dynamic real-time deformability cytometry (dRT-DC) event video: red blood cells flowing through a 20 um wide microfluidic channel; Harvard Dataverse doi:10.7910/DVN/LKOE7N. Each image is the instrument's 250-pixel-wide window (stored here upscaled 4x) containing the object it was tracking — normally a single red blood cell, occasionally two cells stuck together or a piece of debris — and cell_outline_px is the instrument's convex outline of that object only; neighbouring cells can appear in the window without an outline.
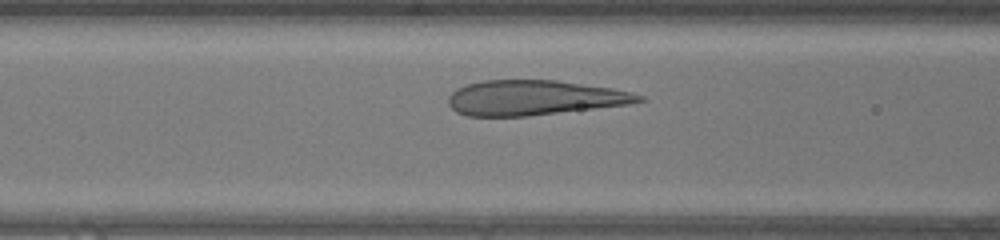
{"species": "human", "species_latin": "Homo sapiens", "temperature_condition": "warm", "stored_images_in_passage": 30, "camera_frame_rate_fps": 3000, "um_per_image_px": 0.085, "donor": {"sex": "female"}, "frame": {"image": 1, "passage_image": 10, "time_ms": 3.0, "image_size_px": [1000, 240], "cell_outline_px": [[644, 100], [628, 104], [528, 116], [468, 116], [456, 112], [448, 104], [448, 96], [456, 88], [464, 84], [484, 80], [556, 80], [612, 88], [632, 92], [644, 96]], "centroid_in_image_um": [45.36, 8.3], "position_along_channel_um": 121.2, "area_um2": 38.78}}
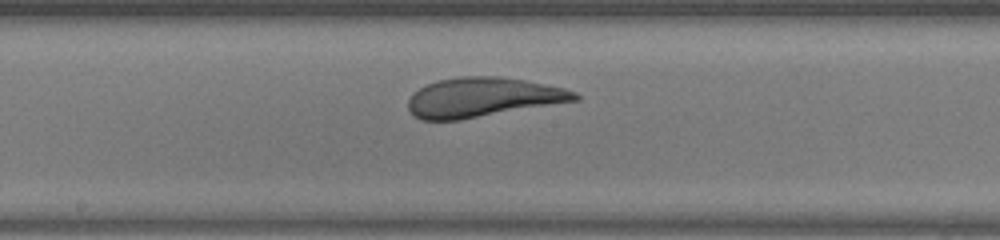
{"frame": {"image": 2, "passage_image": 16, "time_ms": 5.0, "image_size_px": [1000, 240], "cell_outline_px": [[580, 100], [460, 120], [420, 120], [412, 116], [408, 108], [408, 100], [412, 92], [436, 80], [460, 76], [496, 76], [524, 80], [564, 88], [576, 92], [580, 96]], "centroid_in_image_um": [41.01, 8.28], "position_along_channel_um": 207.2, "area_um2": 38.55}}
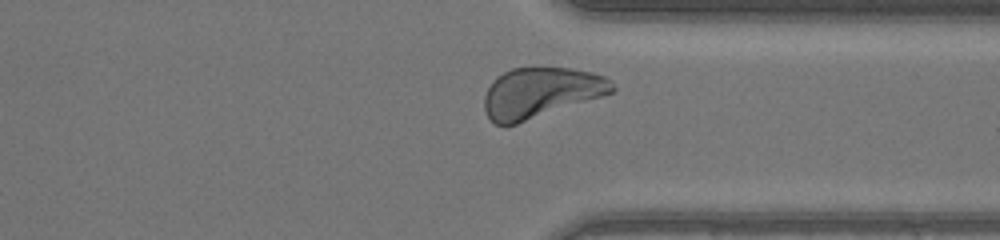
{"frame": {"image": 3, "passage_image": 27, "time_ms": 8.667, "image_size_px": [1000, 240], "cell_outline_px": [[616, 88], [612, 92], [604, 96], [504, 128], [496, 124], [488, 116], [484, 108], [484, 96], [492, 80], [496, 76], [512, 68], [572, 68], [592, 72], [604, 76], [612, 80]], "centroid_in_image_um": [45.97, 7.89], "position_along_channel_um": 365.4, "area_um2": 37.8}, "authors_computed_cell_mechanics": {"area_um2": 38.3792, "velocity_mm_per_s": 4.3191, "shape_relaxation_time_tau1_ms": 4.5684, "shape_relaxation_time_tau2_ms": null, "deformation_change_tau1": 0.1811, "deformation_change_tau2": null}}